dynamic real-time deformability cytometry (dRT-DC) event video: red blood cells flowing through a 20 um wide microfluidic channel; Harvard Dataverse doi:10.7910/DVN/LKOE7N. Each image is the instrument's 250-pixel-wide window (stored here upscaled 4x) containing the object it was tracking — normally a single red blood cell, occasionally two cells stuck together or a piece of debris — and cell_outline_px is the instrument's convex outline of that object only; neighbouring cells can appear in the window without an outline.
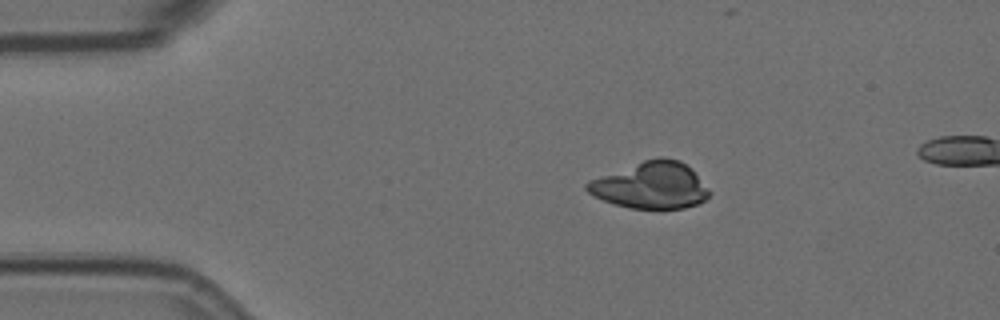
{"species": "Egyptian fruit bat (a non-hibernating species)", "species_latin": "Rousettus aegyptiacus", "temperature_condition": "room temperature", "stored_images_in_passage": 5, "camera_frame_rate_fps": 3000, "um_per_image_px": 0.085, "animal": {"sex": "female"}, "frame": {"image": 1, "passage_image": 3, "time_ms": 0.667, "image_size_px": [1000, 320], "cell_outline_px": [[712, 192], [704, 200], [696, 204], [684, 208], [628, 208], [592, 196], [584, 188], [584, 184], [588, 180], [644, 160], [660, 156], [664, 156], [680, 160], [692, 168]], "centroid_in_image_um": [55.32, 15.74], "position_along_channel_um": 29.7, "area_um2": 33.35}}